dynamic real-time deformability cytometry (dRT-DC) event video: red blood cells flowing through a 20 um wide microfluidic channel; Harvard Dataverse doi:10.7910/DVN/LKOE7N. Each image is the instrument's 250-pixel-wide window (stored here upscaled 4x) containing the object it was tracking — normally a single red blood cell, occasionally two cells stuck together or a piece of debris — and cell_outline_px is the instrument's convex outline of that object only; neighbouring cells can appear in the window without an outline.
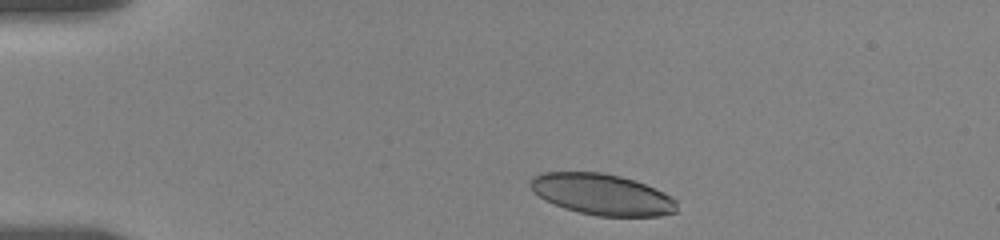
{"species": "human", "species_latin": "Homo sapiens", "temperature_condition": "room temperature", "stored_images_in_passage": 6, "camera_frame_rate_fps": 3000, "um_per_image_px": 0.085, "donor": {"sex": "female"}, "frame": {"image": 1, "passage_image": 1, "time_ms": 0.0, "image_size_px": [1000, 240], "cell_outline_px": [[680, 212], [660, 216], [596, 216], [564, 208], [544, 200], [528, 184], [532, 176], [540, 172], [600, 172], [620, 176], [644, 184], [664, 192], [672, 196], [676, 200]], "centroid_in_image_um": [51.2, 16.53], "position_along_channel_um": 33.8, "area_um2": 35.26}}
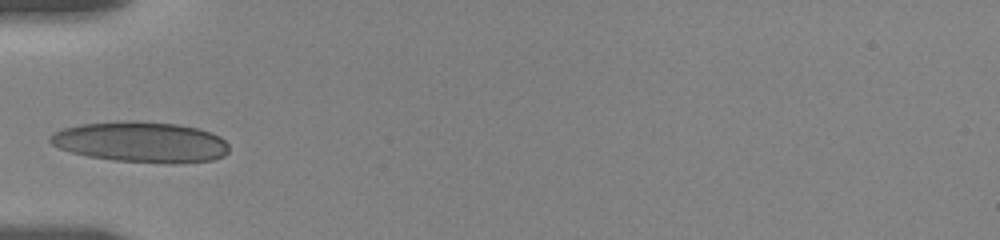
{"frame": {"image": 2, "passage_image": 5, "time_ms": 2.667, "image_size_px": [1000, 240], "cell_outline_px": [[228, 152], [224, 156], [212, 160], [112, 160], [88, 156], [72, 152], [60, 148], [52, 144], [48, 140], [48, 136], [64, 128], [80, 124], [176, 124], [196, 128], [212, 132], [220, 136], [228, 144]], "centroid_in_image_um": [11.96, 12.07], "position_along_channel_um": 73.0, "area_um2": 39.59}}